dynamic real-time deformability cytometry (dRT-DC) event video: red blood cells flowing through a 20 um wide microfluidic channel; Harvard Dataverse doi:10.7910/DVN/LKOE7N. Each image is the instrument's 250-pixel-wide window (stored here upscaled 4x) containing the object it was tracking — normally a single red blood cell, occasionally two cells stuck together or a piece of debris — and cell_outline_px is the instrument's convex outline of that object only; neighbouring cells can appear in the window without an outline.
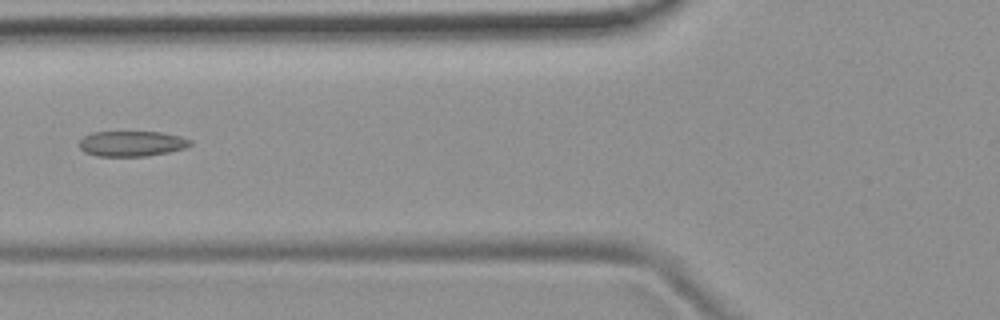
{"species": "common noctule bat (a hibernating species)", "species_latin": "Nyctalus noctula", "temperature_condition": "room temperature", "stored_images_in_passage": 4, "camera_frame_rate_fps": 3000, "um_per_image_px": 0.085, "animal": {"sex": "female", "body_mass_g": 19.9}, "frame": {"image": 1, "passage_image": 3, "time_ms": 2.333, "image_size_px": [1000, 320], "cell_outline_px": [[192, 144], [188, 148], [148, 156], [100, 156], [84, 152], [80, 148], [80, 140], [84, 136], [92, 132], [160, 132], [180, 136], [192, 140]], "centroid_in_image_um": [11.24, 12.21], "position_along_channel_um": 114.6, "area_um2": 16.47}}
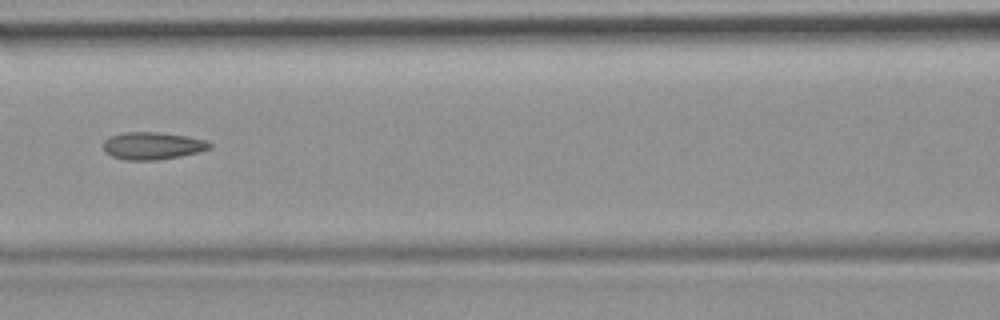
{"frame": {"image": 2, "passage_image": 4, "time_ms": 3.333, "image_size_px": [1000, 320], "cell_outline_px": [[212, 148], [200, 152], [180, 156], [156, 160], [124, 160], [112, 156], [104, 152], [104, 140], [112, 136], [124, 132], [156, 132], [184, 136], [204, 140], [212, 144]], "centroid_in_image_um": [12.96, 12.4], "position_along_channel_um": 153.6, "area_um2": 16.88}}